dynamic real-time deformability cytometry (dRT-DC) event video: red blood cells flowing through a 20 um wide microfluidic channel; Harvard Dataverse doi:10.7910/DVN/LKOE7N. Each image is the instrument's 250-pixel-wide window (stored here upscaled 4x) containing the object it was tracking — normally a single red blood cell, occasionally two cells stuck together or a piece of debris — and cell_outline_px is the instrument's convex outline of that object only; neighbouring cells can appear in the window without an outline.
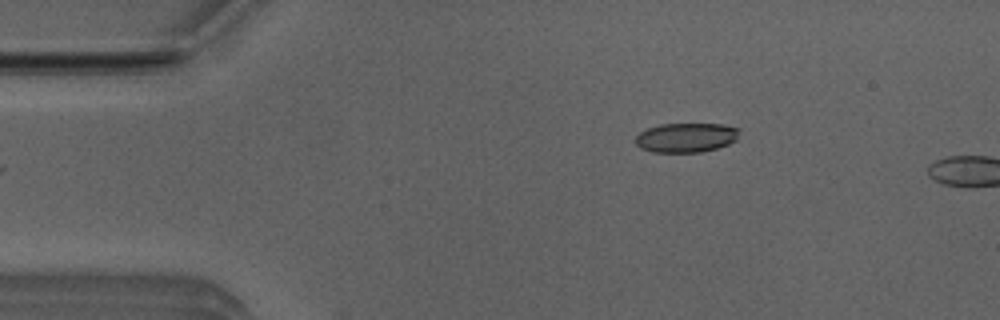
{"species": "Egyptian fruit bat (a non-hibernating species)", "species_latin": "Rousettus aegyptiacus", "temperature_condition": "room temperature", "stored_images_in_passage": 4, "camera_frame_rate_fps": 3000, "um_per_image_px": 0.085, "animal": {"sex": "male"}, "frame": {"image": 1, "passage_image": 3, "time_ms": 0.667, "image_size_px": [1000, 320], "cell_outline_px": [[740, 128], [736, 140], [728, 144], [716, 148], [700, 152], [652, 152], [640, 148], [636, 144], [636, 136], [640, 132], [648, 128], [660, 124], [724, 124]], "centroid_in_image_um": [58.32, 11.69], "position_along_channel_um": 26.7, "area_um2": 17.8}}